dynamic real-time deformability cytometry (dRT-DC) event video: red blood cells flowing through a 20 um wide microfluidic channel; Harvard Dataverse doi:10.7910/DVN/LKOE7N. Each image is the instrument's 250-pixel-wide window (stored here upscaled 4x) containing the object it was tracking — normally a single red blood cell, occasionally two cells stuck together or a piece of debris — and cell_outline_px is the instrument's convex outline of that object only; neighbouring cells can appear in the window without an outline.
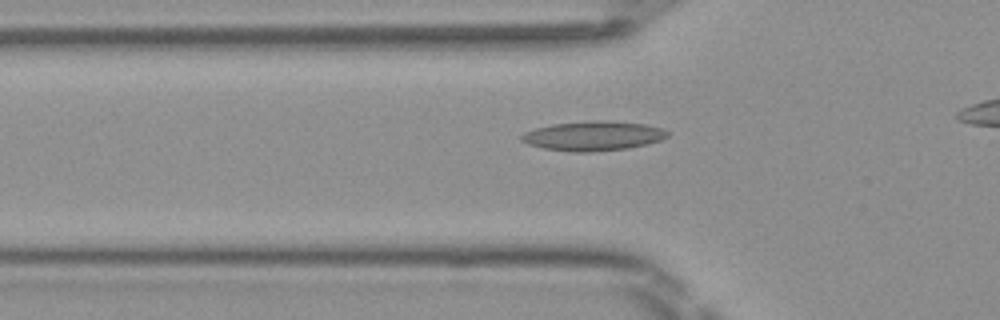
{"species": "Egyptian fruit bat (a non-hibernating species)", "species_latin": "Rousettus aegyptiacus", "temperature_condition": "room temperature", "stored_images_in_passage": 36, "camera_frame_rate_fps": 3000, "um_per_image_px": 0.085, "frame": {"image": 1, "passage_image": 12, "time_ms": 3.667, "image_size_px": [1000, 320], "cell_outline_px": [[668, 136], [660, 140], [648, 144], [628, 148], [592, 152], [572, 152], [544, 148], [528, 144], [520, 140], [520, 136], [524, 132], [536, 128], [552, 124], [592, 120], [608, 120], [644, 124], [664, 128], [668, 132]], "centroid_in_image_um": [50.43, 11.55], "position_along_channel_um": 75.4, "area_um2": 25.26}}
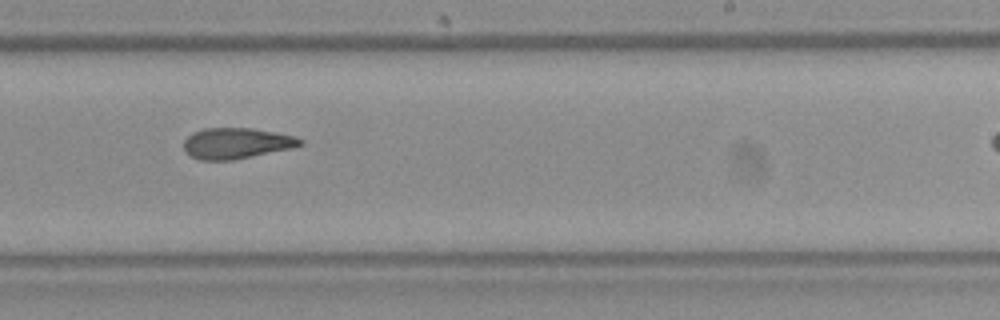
{"frame": {"image": 2, "passage_image": 26, "time_ms": 8.333, "image_size_px": [1000, 320], "cell_outline_px": [[304, 144], [292, 148], [232, 160], [200, 160], [184, 152], [184, 140], [192, 132], [204, 128], [252, 128], [276, 132], [296, 136], [304, 140]], "centroid_in_image_um": [20.11, 12.17], "position_along_channel_um": 268.9, "area_um2": 21.04}}
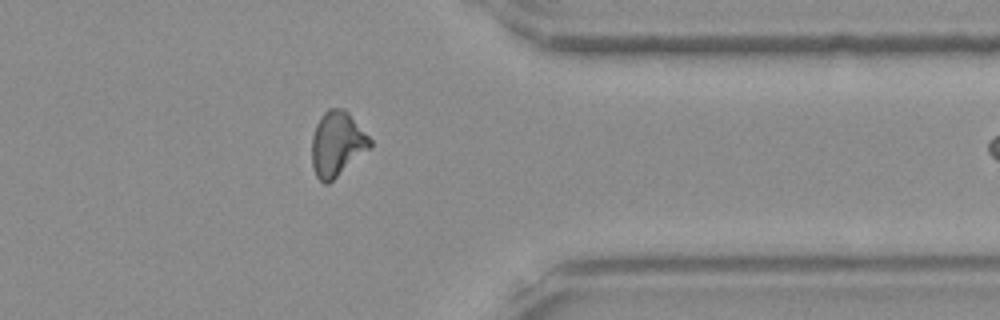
{"frame": {"image": 3, "passage_image": 35, "time_ms": 11.333, "image_size_px": [1000, 320], "cell_outline_px": [[372, 148], [328, 184], [324, 184], [316, 176], [312, 164], [312, 136], [316, 124], [320, 116], [328, 108], [344, 108], [348, 112], [372, 140]], "centroid_in_image_um": [28.66, 12.23], "position_along_channel_um": 382.7, "area_um2": 22.2}}